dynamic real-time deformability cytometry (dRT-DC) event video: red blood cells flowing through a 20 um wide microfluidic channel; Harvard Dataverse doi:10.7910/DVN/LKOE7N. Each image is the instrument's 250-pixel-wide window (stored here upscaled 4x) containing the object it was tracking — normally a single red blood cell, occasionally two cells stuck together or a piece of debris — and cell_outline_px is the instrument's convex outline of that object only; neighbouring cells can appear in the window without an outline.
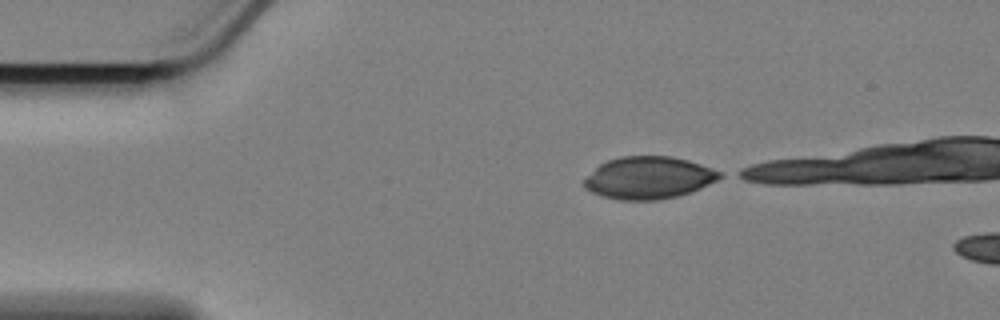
{"species": "Egyptian fruit bat (a non-hibernating species)", "species_latin": "Rousettus aegyptiacus", "temperature_condition": "cold", "stored_images_in_passage": 12, "camera_frame_rate_fps": 3000, "um_per_image_px": 0.085, "animal": {"sex": "female"}, "frame": {"image": 1, "passage_image": 1, "time_ms": 0.0, "image_size_px": [1000, 320], "cell_outline_px": [[724, 176], [692, 192], [676, 196], [656, 200], [616, 200], [592, 192], [584, 188], [584, 180], [600, 164], [608, 160], [620, 156], [672, 156], [688, 160], [724, 172]], "centroid_in_image_um": [55.16, 15.11], "position_along_channel_um": 29.8, "area_um2": 33.35}}
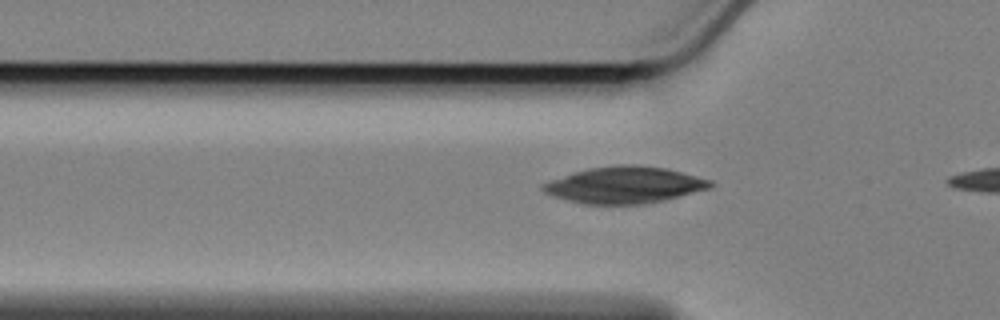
{"frame": {"image": 2, "passage_image": 9, "time_ms": 2.667, "image_size_px": [1000, 320], "cell_outline_px": [[716, 184], [712, 188], [664, 200], [644, 204], [584, 204], [568, 200], [544, 192], [540, 188], [540, 184], [588, 168], [616, 164], [636, 164], [668, 168], [712, 180]], "centroid_in_image_um": [53.15, 15.71], "position_along_channel_um": 72.6, "area_um2": 35.84}}